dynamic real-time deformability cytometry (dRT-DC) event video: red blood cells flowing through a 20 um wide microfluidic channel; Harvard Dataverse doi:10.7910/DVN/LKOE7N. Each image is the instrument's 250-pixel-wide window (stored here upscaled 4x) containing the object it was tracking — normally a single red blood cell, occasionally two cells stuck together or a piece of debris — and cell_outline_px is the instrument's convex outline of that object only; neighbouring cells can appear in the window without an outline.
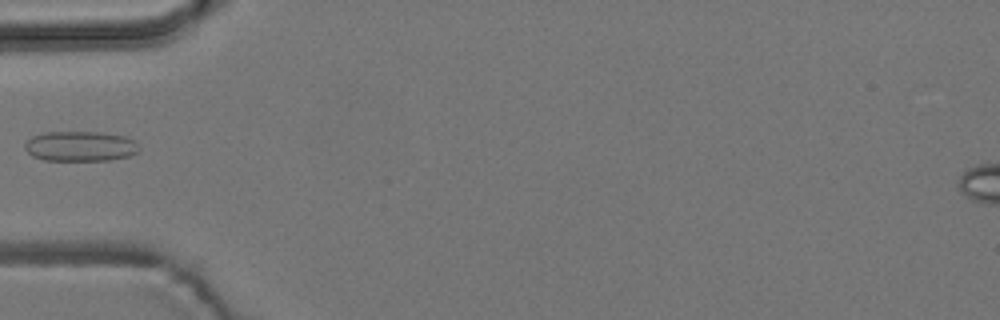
{"species": "common noctule bat (a hibernating species)", "species_latin": "Nyctalus noctula", "temperature_condition": "room temperature", "stored_images_in_passage": 5, "camera_frame_rate_fps": 3000, "um_per_image_px": 0.085, "animal": {"sex": "male", "body_mass_g": 19.2, "forearm_length_mm": 51.8}, "frame": {"image": 1, "passage_image": 5, "time_ms": 4.667, "image_size_px": [1000, 320], "cell_outline_px": [[140, 148], [136, 152], [128, 156], [108, 160], [44, 160], [32, 156], [24, 148], [24, 144], [32, 136], [44, 132], [100, 132], [124, 136], [136, 140]], "centroid_in_image_um": [6.82, 12.42], "position_along_channel_um": 78.2, "area_um2": 20.06}}